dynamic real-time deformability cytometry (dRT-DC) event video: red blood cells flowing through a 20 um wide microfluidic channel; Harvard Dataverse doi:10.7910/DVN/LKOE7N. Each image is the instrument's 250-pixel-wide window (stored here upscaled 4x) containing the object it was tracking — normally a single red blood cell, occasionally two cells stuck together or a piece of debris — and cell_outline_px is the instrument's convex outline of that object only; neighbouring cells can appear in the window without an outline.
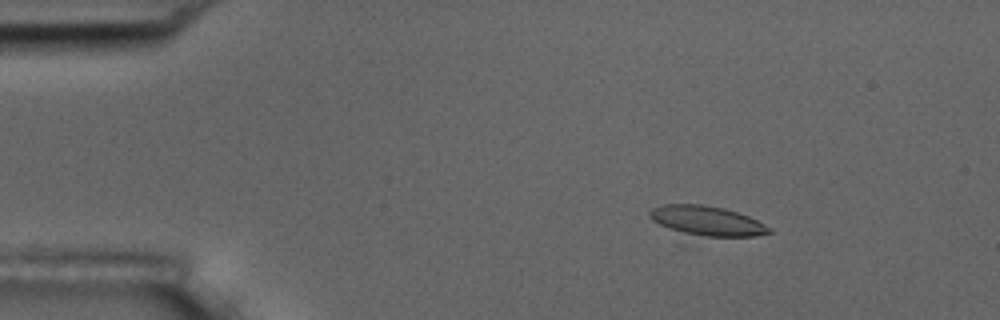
{"species": "common noctule bat (a hibernating species)", "species_latin": "Nyctalus noctula", "temperature_condition": "room temperature", "stored_images_in_passage": 8, "camera_frame_rate_fps": 3000, "um_per_image_px": 0.085, "animal": {"sex": "male", "body_mass_g": 17.5, "forearm_length_mm": 52.3}, "frame": {"image": 1, "passage_image": 5, "time_ms": 1.333, "image_size_px": [1000, 320], "cell_outline_px": [[772, 232], [756, 236], [680, 244], [652, 220], [648, 216], [648, 212], [652, 208], [664, 204], [700, 204], [724, 208], [748, 216], [772, 228]], "centroid_in_image_um": [59.9, 18.96], "position_along_channel_um": 25.1, "area_um2": 24.1}}